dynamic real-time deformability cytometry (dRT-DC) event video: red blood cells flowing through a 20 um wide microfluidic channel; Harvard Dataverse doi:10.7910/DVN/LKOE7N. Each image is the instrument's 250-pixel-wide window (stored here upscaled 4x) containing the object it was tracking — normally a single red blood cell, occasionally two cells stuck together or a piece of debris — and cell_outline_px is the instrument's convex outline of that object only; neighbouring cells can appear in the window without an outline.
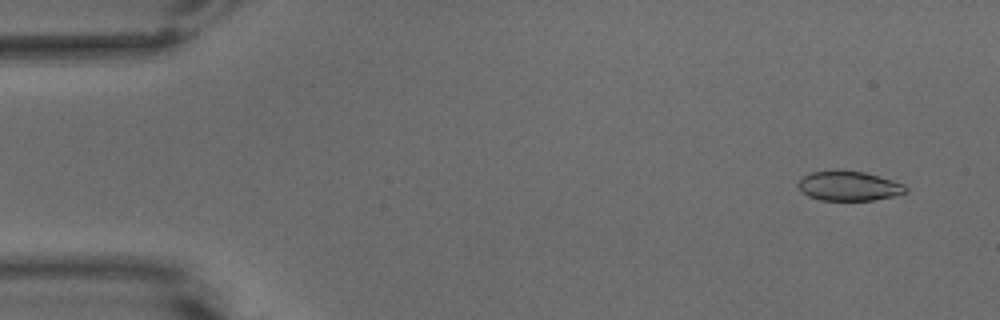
{"species": "common noctule bat (a hibernating species)", "species_latin": "Nyctalus noctula", "temperature_condition": "warm", "stored_images_in_passage": 61, "camera_frame_rate_fps": 3000, "um_per_image_px": 0.085, "animal": {"sex": "male", "body_mass_g": 15.6}, "frame": {"image": 1, "passage_image": 6, "time_ms": 1.667, "image_size_px": [1000, 320], "cell_outline_px": [[908, 192], [892, 196], [872, 200], [820, 200], [808, 196], [800, 192], [796, 184], [804, 176], [812, 172], [864, 172], [892, 180], [904, 184], [908, 188]], "centroid_in_image_um": [72.15, 15.84], "position_along_channel_um": 12.9, "area_um2": 18.15}}
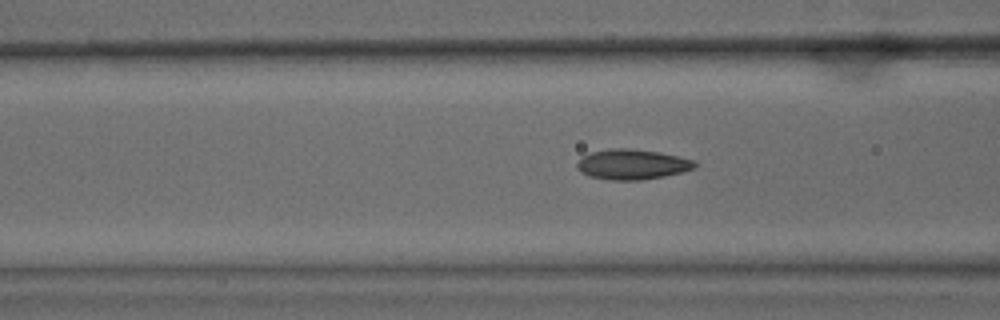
{"frame": {"image": 2, "passage_image": 35, "time_ms": 11.333, "image_size_px": [1000, 320], "cell_outline_px": [[696, 168], [664, 176], [640, 180], [608, 180], [588, 176], [580, 172], [576, 168], [576, 164], [584, 156], [592, 152], [612, 148], [628, 148], [660, 152], [696, 160]], "centroid_in_image_um": [53.73, 13.97], "position_along_channel_um": 112.9, "area_um2": 20.75}}
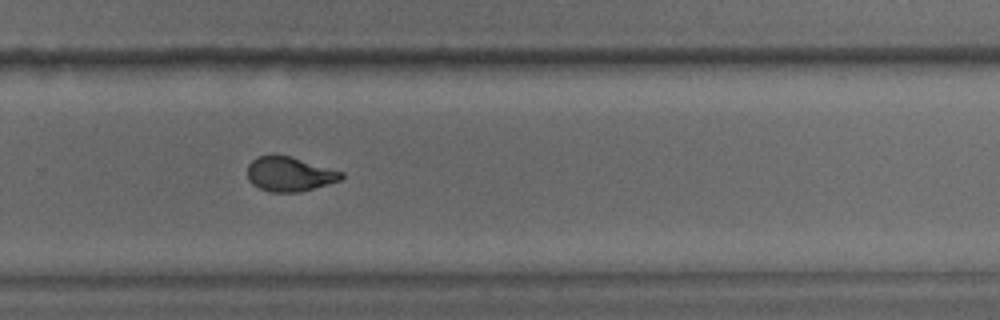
{"frame": {"image": 3, "passage_image": 61, "time_ms": 20.0, "image_size_px": [1000, 320], "cell_outline_px": [[344, 176], [340, 180], [300, 192], [272, 192], [260, 188], [252, 184], [248, 180], [248, 164], [256, 156], [272, 152], [292, 156], [344, 172]], "centroid_in_image_um": [24.58, 14.75], "position_along_channel_um": 305.2, "area_um2": 19.31}}